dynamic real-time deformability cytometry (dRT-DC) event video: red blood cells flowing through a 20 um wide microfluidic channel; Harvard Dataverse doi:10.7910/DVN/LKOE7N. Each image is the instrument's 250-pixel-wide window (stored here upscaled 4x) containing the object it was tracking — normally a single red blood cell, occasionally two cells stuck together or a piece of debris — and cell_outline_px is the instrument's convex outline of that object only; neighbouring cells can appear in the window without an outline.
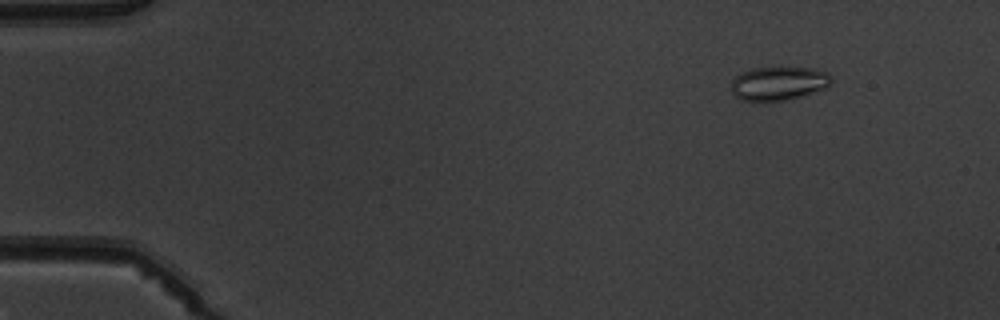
{"species": "common noctule bat (a hibernating species)", "species_latin": "Nyctalus noctula", "temperature_condition": "warm", "stored_images_in_passage": 6, "camera_frame_rate_fps": 3000, "um_per_image_px": 0.085, "animal": {"sex": "male", "body_mass_g": 19.5, "forearm_length_mm": 54.6}, "frame": {"image": 1, "passage_image": 2, "time_ms": 1.0, "image_size_px": [1000, 320], "cell_outline_px": [[832, 84], [824, 88], [804, 96], [784, 100], [740, 100], [732, 92], [732, 80], [740, 72], [752, 68], [780, 64], [816, 68], [828, 72], [832, 76]], "centroid_in_image_um": [66.24, 7.01], "position_along_channel_um": 18.8, "area_um2": 20.58}}
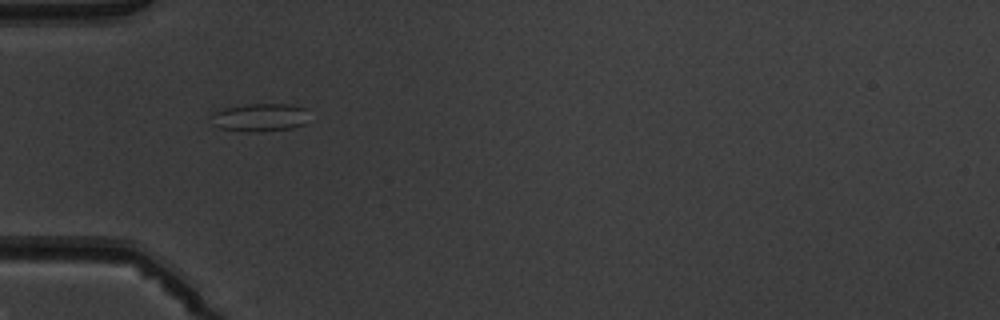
{"frame": {"image": 2, "passage_image": 5, "time_ms": 4.667, "image_size_px": [1000, 320], "cell_outline_px": [[308, 108], [304, 124], [292, 128], [252, 132], [248, 132], [220, 128], [212, 124], [208, 116], [212, 112], [224, 108], [248, 104], [292, 104]], "centroid_in_image_um": [22.04, 9.97], "position_along_channel_um": 63.0, "area_um2": 16.18}}
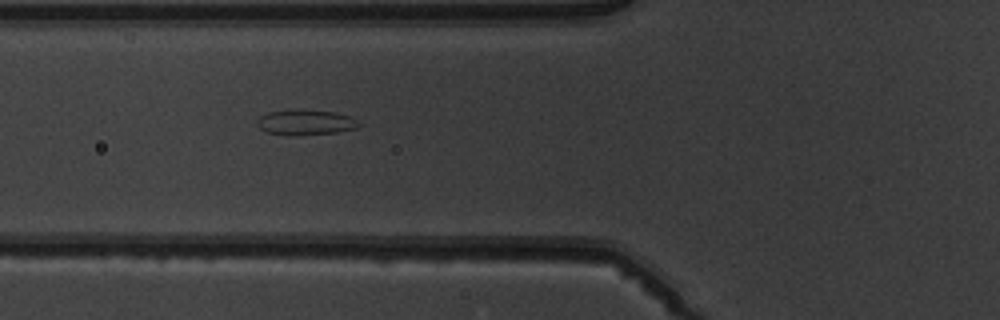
{"frame": {"image": 3, "passage_image": 6, "time_ms": 5.667, "image_size_px": [1000, 320], "cell_outline_px": [[360, 124], [356, 128], [336, 132], [288, 136], [268, 132], [260, 128], [256, 124], [256, 120], [260, 116], [268, 112], [300, 108], [336, 112], [360, 120]], "centroid_in_image_um": [25.96, 10.38], "position_along_channel_um": 99.8, "area_um2": 15.26}}